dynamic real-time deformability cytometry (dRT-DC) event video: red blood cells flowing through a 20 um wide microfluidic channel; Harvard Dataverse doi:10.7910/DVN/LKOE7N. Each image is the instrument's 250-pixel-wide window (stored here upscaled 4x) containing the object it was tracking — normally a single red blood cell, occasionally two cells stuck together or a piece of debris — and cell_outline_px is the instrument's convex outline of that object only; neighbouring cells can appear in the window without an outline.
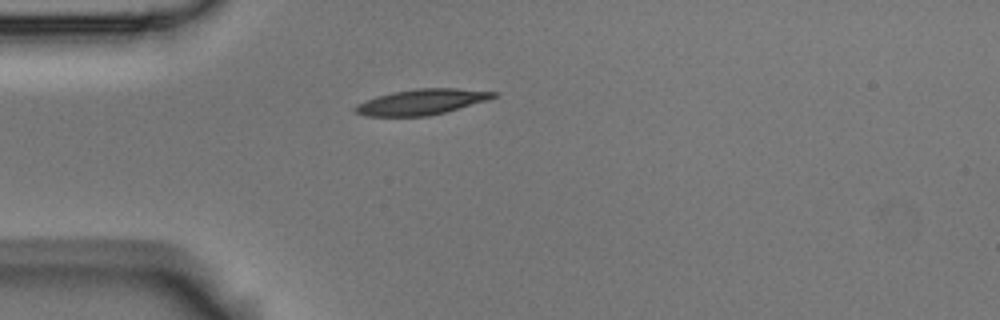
{"species": "Egyptian fruit bat (a non-hibernating species)", "species_latin": "Rousettus aegyptiacus", "temperature_condition": "room temperature", "stored_images_in_passage": 2, "camera_frame_rate_fps": 3000, "um_per_image_px": 0.085, "animal": {"sex": "male"}, "frame": {"image": 1, "passage_image": 1, "time_ms": 0.0, "image_size_px": [1000, 320], "cell_outline_px": [[500, 92], [496, 96], [488, 100], [444, 112], [428, 116], [364, 116], [356, 112], [352, 108], [356, 104], [364, 100], [376, 96], [392, 92], [420, 88], [456, 88]], "centroid_in_image_um": [35.81, 8.66], "position_along_channel_um": 49.2, "area_um2": 20.63}}